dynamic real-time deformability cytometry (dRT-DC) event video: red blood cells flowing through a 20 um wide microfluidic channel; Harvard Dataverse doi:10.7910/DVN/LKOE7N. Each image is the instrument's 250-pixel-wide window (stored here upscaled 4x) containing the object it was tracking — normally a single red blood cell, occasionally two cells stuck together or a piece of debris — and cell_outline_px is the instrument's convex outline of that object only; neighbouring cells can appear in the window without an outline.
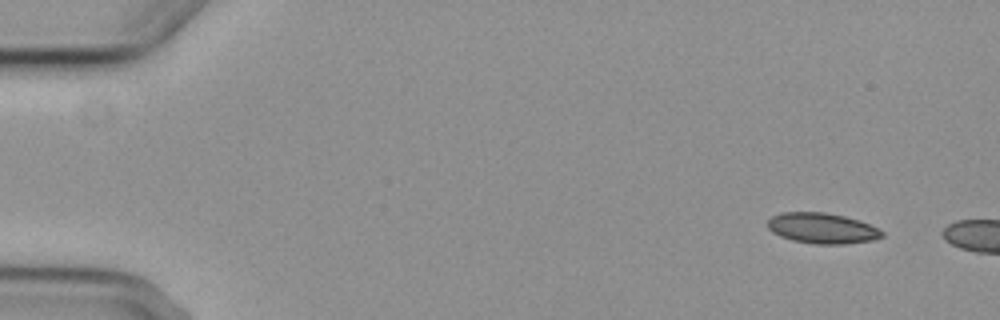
{"species": "common noctule bat (a hibernating species)", "species_latin": "Nyctalus noctula", "temperature_condition": "cold", "stored_images_in_passage": 3, "camera_frame_rate_fps": 3000, "um_per_image_px": 0.085, "animal": {"sex": "female", "body_mass_g": 29.2, "forearm_length_mm": 56.3}, "frame": {"image": 1, "passage_image": 1, "time_ms": 0.0, "image_size_px": [1000, 320], "cell_outline_px": [[884, 236], [872, 240], [844, 244], [812, 244], [792, 240], [780, 236], [772, 232], [768, 228], [768, 220], [772, 216], [784, 212], [824, 212], [844, 216], [880, 228], [884, 232]], "centroid_in_image_um": [69.88, 19.41], "position_along_channel_um": 15.1, "area_um2": 20.35}}